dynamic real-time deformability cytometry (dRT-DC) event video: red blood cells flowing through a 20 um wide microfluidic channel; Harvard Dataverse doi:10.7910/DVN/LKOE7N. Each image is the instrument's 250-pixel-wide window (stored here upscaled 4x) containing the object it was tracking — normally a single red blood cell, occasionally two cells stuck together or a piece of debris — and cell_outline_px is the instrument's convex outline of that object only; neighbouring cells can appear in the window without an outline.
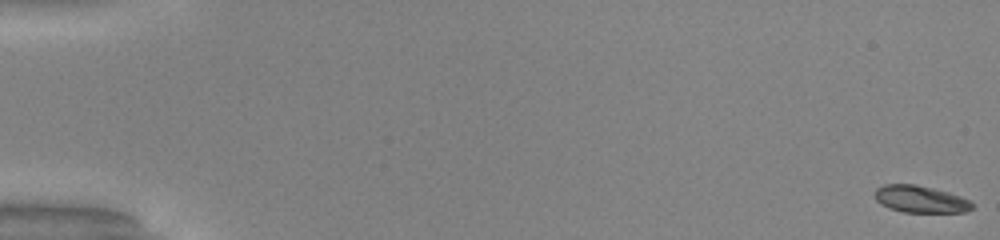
{"species": "common noctule bat (a hibernating species)", "species_latin": "Nyctalus noctula", "temperature_condition": "warm", "stored_images_in_passage": 38, "camera_frame_rate_fps": 3000, "um_per_image_px": 0.085, "animal": {"sex": "male", "body_mass_g": 20.0, "forearm_length_mm": 53.3}, "frame": {"image": 1, "passage_image": 1, "time_ms": 0.0, "image_size_px": [1000, 240], "cell_outline_px": [[972, 208], [964, 212], [904, 212], [888, 208], [880, 204], [876, 200], [876, 188], [884, 184], [916, 184], [948, 192], [960, 196], [968, 200], [972, 204]], "centroid_in_image_um": [78.2, 16.93], "position_along_channel_um": 6.8, "area_um2": 15.2}}
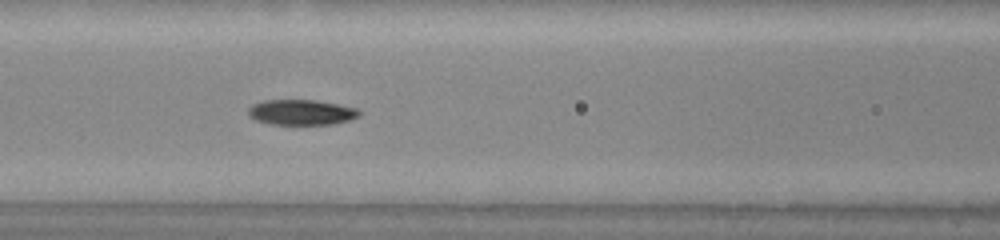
{"frame": {"image": 2, "passage_image": 24, "time_ms": 7.667, "image_size_px": [1000, 240], "cell_outline_px": [[360, 116], [348, 120], [332, 124], [272, 124], [256, 120], [248, 116], [248, 108], [252, 104], [264, 100], [316, 100], [360, 108]], "centroid_in_image_um": [25.62, 9.53], "position_along_channel_um": 141.0, "area_um2": 16.47}}
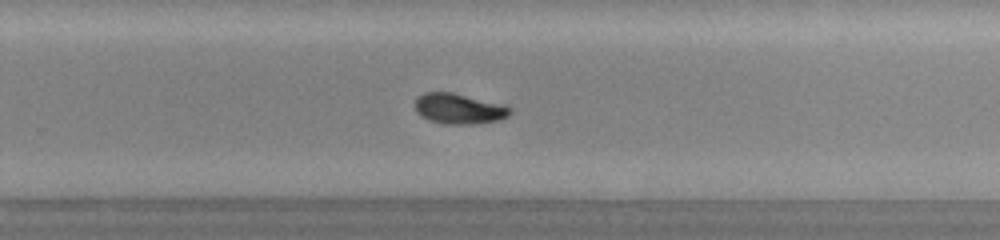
{"frame": {"image": 3, "passage_image": 35, "time_ms": 11.333, "image_size_px": [1000, 240], "cell_outline_px": [[512, 112], [508, 116], [500, 120], [472, 124], [444, 124], [428, 120], [420, 116], [416, 112], [416, 96], [424, 92], [452, 92], [508, 104], [512, 108]], "centroid_in_image_um": [39.05, 9.23], "position_along_channel_um": 290.7, "area_um2": 17.34}}